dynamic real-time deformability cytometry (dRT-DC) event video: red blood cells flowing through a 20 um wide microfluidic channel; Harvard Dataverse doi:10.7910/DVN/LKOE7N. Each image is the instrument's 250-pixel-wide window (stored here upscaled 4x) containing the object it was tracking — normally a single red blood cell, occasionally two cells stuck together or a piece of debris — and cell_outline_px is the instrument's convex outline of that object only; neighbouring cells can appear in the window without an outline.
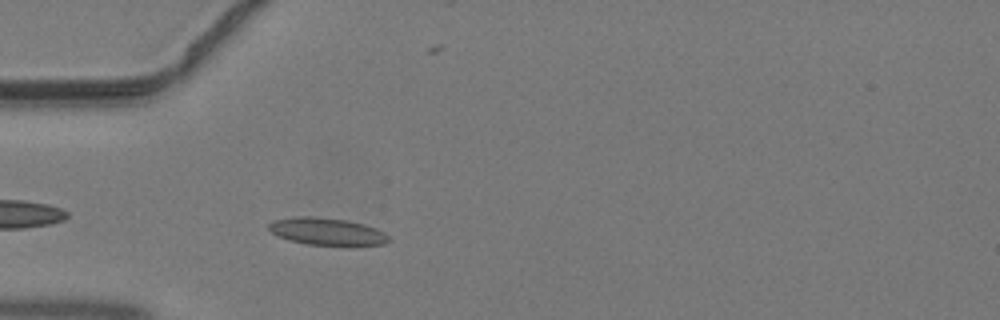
{"species": "common noctule bat (a hibernating species)", "species_latin": "Nyctalus noctula", "temperature_condition": "warm", "stored_images_in_passage": 31, "camera_frame_rate_fps": 3000, "um_per_image_px": 0.085, "animal": {"sex": "male", "body_mass_g": 19.2, "forearm_length_mm": 51.8}, "frame": {"image": 1, "passage_image": 3, "time_ms": 0.667, "image_size_px": [1000, 320], "cell_outline_px": [[392, 240], [384, 244], [308, 244], [292, 240], [280, 236], [272, 232], [268, 228], [268, 224], [272, 220], [296, 216], [308, 216], [344, 220], [364, 224], [376, 228], [384, 232]], "centroid_in_image_um": [27.78, 19.65], "position_along_channel_um": 57.2, "area_um2": 18.5}}
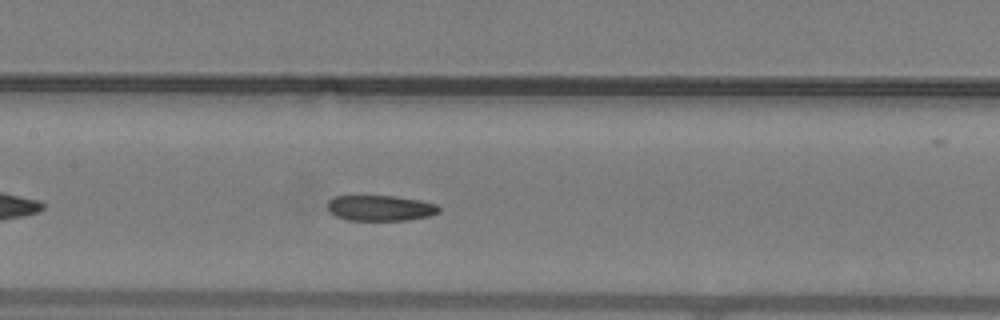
{"frame": {"image": 2, "passage_image": 11, "time_ms": 3.333, "image_size_px": [1000, 320], "cell_outline_px": [[440, 212], [428, 216], [404, 220], [348, 220], [336, 216], [328, 212], [328, 200], [336, 196], [396, 196], [420, 200], [436, 204], [440, 208]], "centroid_in_image_um": [32.32, 17.68], "position_along_channel_um": 175.1, "area_um2": 16.59}}
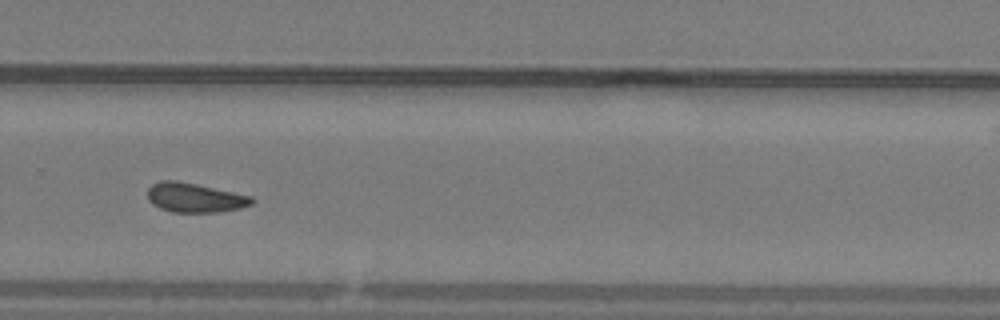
{"frame": {"image": 3, "passage_image": 20, "time_ms": 6.333, "image_size_px": [1000, 320], "cell_outline_px": [[256, 200], [252, 204], [240, 208], [220, 212], [172, 212], [160, 208], [152, 204], [148, 200], [148, 188], [152, 184], [160, 180], [176, 180], [196, 184], [252, 196]], "centroid_in_image_um": [16.55, 16.8], "position_along_channel_um": 313.2, "area_um2": 17.92}}